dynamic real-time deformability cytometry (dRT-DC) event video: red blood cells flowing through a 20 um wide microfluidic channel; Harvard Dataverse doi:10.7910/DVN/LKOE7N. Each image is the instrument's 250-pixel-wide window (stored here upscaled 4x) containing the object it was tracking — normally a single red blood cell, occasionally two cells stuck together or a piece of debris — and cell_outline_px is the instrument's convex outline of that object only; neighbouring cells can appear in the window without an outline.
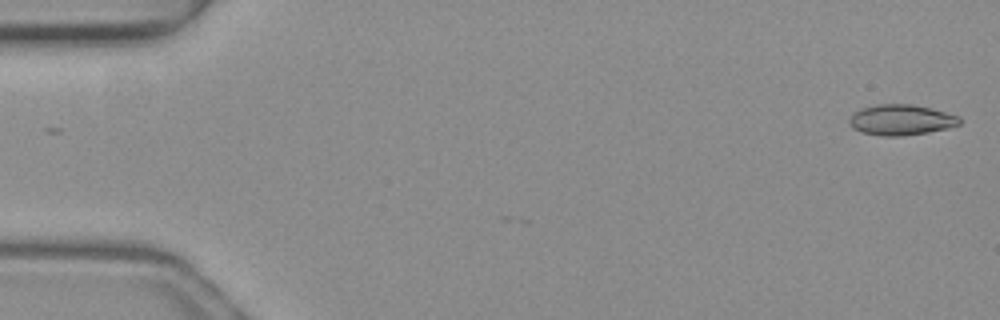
{"species": "common noctule bat (a hibernating species)", "species_latin": "Nyctalus noctula", "temperature_condition": "warm", "stored_images_in_passage": 2, "camera_frame_rate_fps": 3000, "um_per_image_px": 0.085, "animal": {"sex": "female", "body_mass_g": 19.3, "forearm_length_mm": 54.1}, "frame": {"image": 1, "passage_image": 2, "time_ms": 0.333, "image_size_px": [1000, 320], "cell_outline_px": [[960, 124], [928, 132], [904, 136], [884, 136], [860, 132], [852, 128], [848, 124], [848, 120], [860, 108], [880, 104], [912, 104], [960, 116]], "centroid_in_image_um": [76.55, 10.19], "position_along_channel_um": 8.5, "area_um2": 19.48}}